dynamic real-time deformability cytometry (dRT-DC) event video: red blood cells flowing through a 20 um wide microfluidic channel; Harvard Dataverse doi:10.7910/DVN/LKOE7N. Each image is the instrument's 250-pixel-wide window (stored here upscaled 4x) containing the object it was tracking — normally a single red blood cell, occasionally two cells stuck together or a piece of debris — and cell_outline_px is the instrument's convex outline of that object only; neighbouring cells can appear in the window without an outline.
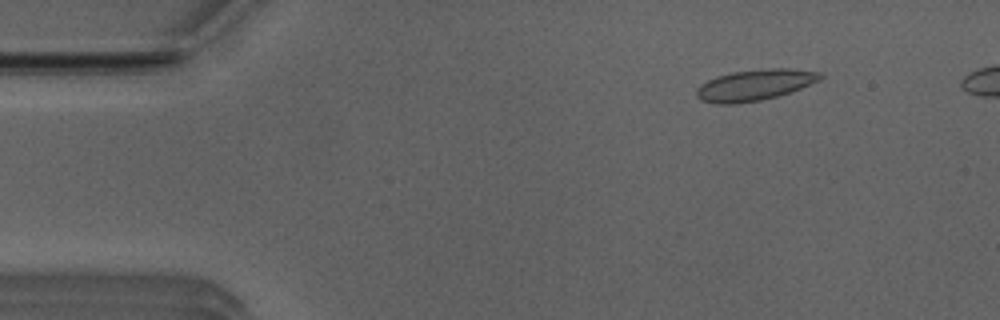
{"species": "Egyptian fruit bat (a non-hibernating species)", "species_latin": "Rousettus aegyptiacus", "temperature_condition": "room temperature", "stored_images_in_passage": 43, "camera_frame_rate_fps": 3000, "um_per_image_px": 0.085, "animal": {"sex": "male"}, "frame": {"image": 1, "passage_image": 6, "time_ms": 1.667, "image_size_px": [1000, 320], "cell_outline_px": [[824, 76], [820, 80], [800, 88], [776, 96], [760, 100], [736, 104], [716, 104], [700, 100], [696, 96], [696, 88], [700, 84], [716, 76], [732, 72], [768, 68], [788, 68], [820, 72]], "centroid_in_image_um": [64.11, 7.22], "position_along_channel_um": 20.9, "area_um2": 22.37}}
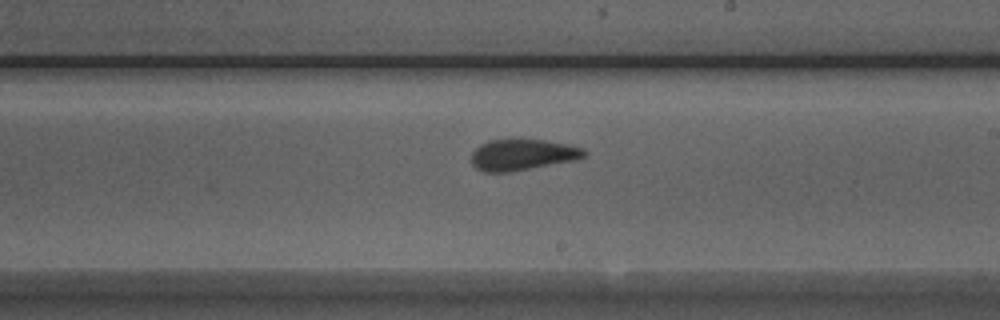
{"frame": {"image": 2, "passage_image": 29, "time_ms": 9.333, "image_size_px": [1000, 320], "cell_outline_px": [[588, 152], [584, 156], [576, 160], [508, 172], [484, 172], [476, 168], [472, 164], [472, 152], [480, 144], [488, 140], [544, 140], [568, 144], [584, 148]], "centroid_in_image_um": [44.42, 13.15], "position_along_channel_um": 244.6, "area_um2": 20.35}}
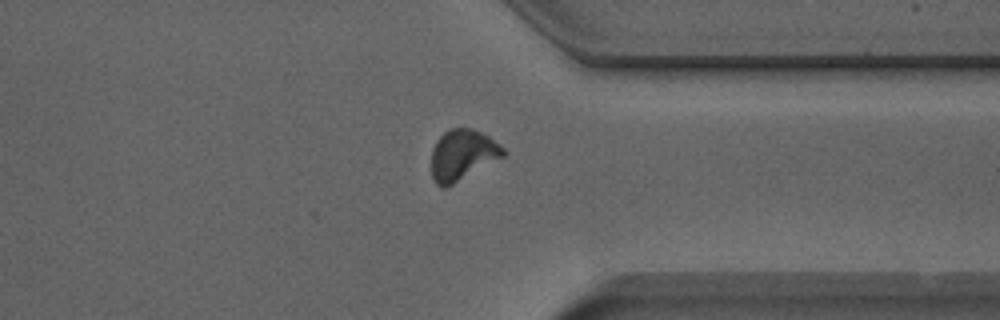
{"frame": {"image": 3, "passage_image": 39, "time_ms": 12.667, "image_size_px": [1000, 320], "cell_outline_px": [[504, 156], [452, 184], [444, 188], [440, 188], [432, 180], [432, 148], [436, 140], [444, 132], [452, 128], [472, 128], [488, 136], [500, 144], [504, 148]], "centroid_in_image_um": [39.28, 13.16], "position_along_channel_um": 372.1, "area_um2": 21.04}, "authors_computed_cell_mechanics": {"area_um2": 20.808, "velocity_mm_per_s": 3.9421, "shape_relaxation_time_tau1_ms": 8.8012, "shape_relaxation_time_tau2_ms": 1.3653, "deformation_change_tau1": 0.1823, "deformation_change_tau2": 0.0651}}